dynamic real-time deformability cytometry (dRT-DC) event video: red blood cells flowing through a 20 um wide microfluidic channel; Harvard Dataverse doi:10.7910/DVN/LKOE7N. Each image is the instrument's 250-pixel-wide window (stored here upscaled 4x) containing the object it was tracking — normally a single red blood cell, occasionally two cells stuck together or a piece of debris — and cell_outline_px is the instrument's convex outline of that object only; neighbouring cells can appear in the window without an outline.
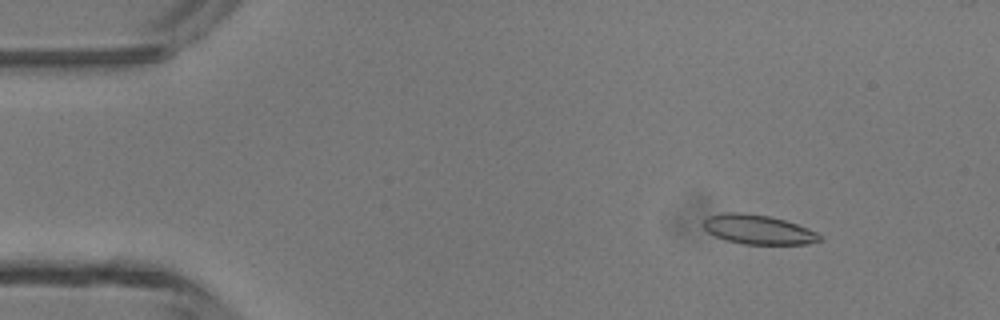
{"species": "common noctule bat (a hibernating species)", "species_latin": "Nyctalus noctula", "temperature_condition": "room temperature", "stored_images_in_passage": 48, "camera_frame_rate_fps": 3000, "um_per_image_px": 0.085, "animal": {"sex": "male", "body_mass_g": 13.3}, "frame": {"image": 1, "passage_image": 6, "time_ms": 1.667, "image_size_px": [1000, 320], "cell_outline_px": [[824, 240], [804, 244], [744, 244], [724, 240], [708, 232], [704, 228], [704, 220], [708, 216], [724, 212], [744, 212], [768, 216], [784, 220], [808, 228], [824, 236]], "centroid_in_image_um": [64.46, 19.51], "position_along_channel_um": 20.5, "area_um2": 20.0}}
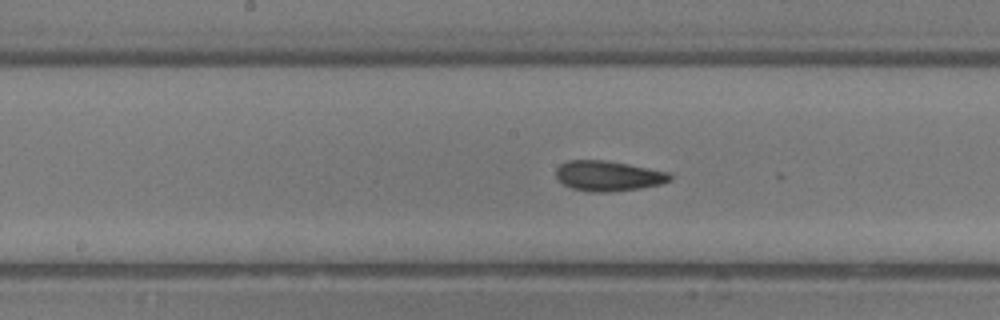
{"frame": {"image": 2, "passage_image": 24, "time_ms": 7.667, "image_size_px": [1000, 320], "cell_outline_px": [[672, 180], [660, 184], [640, 188], [608, 192], [588, 192], [572, 188], [564, 184], [556, 176], [556, 168], [560, 164], [568, 160], [604, 160], [628, 164], [672, 172]], "centroid_in_image_um": [51.73, 14.95], "position_along_channel_um": 196.5, "area_um2": 20.17}}
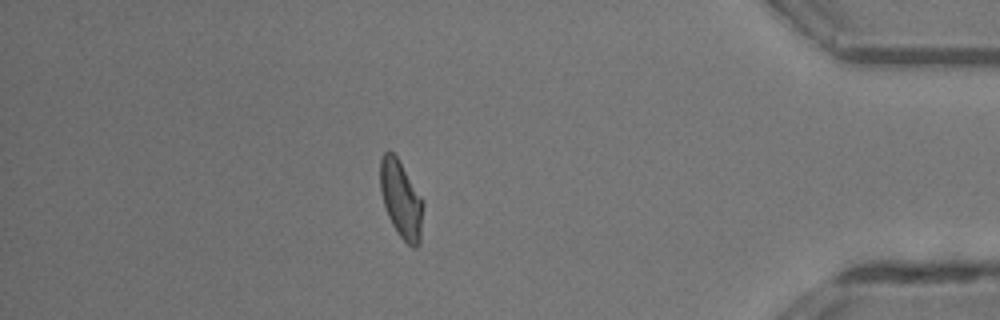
{"frame": {"image": 3, "passage_image": 41, "time_ms": 13.333, "image_size_px": [1000, 320], "cell_outline_px": [[424, 204], [420, 244], [416, 248], [412, 248], [396, 232], [388, 216], [380, 192], [380, 160], [384, 152], [392, 152], [396, 156], [420, 196]], "centroid_in_image_um": [34.09, 17.0], "position_along_channel_um": 401.1, "area_um2": 19.19}, "authors_computed_cell_mechanics": {"area_um2": 19.8832, "velocity_mm_per_s": 4.3821, "shape_relaxation_time_tau1_ms": 10.458, "shape_relaxation_time_tau2_ms": 2.2859, "deformation_change_tau1": 0.217, "deformation_change_tau2": 0.0862}}